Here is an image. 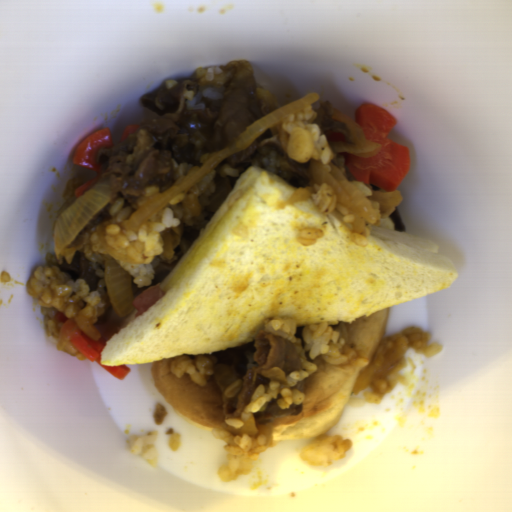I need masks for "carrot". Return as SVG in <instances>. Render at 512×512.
I'll use <instances>...</instances> for the list:
<instances>
[{
  "mask_svg": "<svg viewBox=\"0 0 512 512\" xmlns=\"http://www.w3.org/2000/svg\"><path fill=\"white\" fill-rule=\"evenodd\" d=\"M326 138L330 142H340V143H343V144L346 141V138H345L343 133H339V132L332 131V130L331 131H327Z\"/></svg>",
  "mask_w": 512,
  "mask_h": 512,
  "instance_id": "carrot-4",
  "label": "carrot"
},
{
  "mask_svg": "<svg viewBox=\"0 0 512 512\" xmlns=\"http://www.w3.org/2000/svg\"><path fill=\"white\" fill-rule=\"evenodd\" d=\"M70 341L83 355L84 359L89 360L93 363H98L107 372H109L112 376L116 377L117 379L123 380L127 375L130 374L131 370L129 366H111L104 365L102 363V350L104 349L107 343V341L104 338L99 337V340L95 341L92 338L80 333L71 338Z\"/></svg>",
  "mask_w": 512,
  "mask_h": 512,
  "instance_id": "carrot-3",
  "label": "carrot"
},
{
  "mask_svg": "<svg viewBox=\"0 0 512 512\" xmlns=\"http://www.w3.org/2000/svg\"><path fill=\"white\" fill-rule=\"evenodd\" d=\"M355 122L364 137L379 144L380 149L368 158L339 151L349 172L357 181L378 186L385 192L396 190L411 168L409 149L388 138L397 119L379 105L366 102L356 109Z\"/></svg>",
  "mask_w": 512,
  "mask_h": 512,
  "instance_id": "carrot-1",
  "label": "carrot"
},
{
  "mask_svg": "<svg viewBox=\"0 0 512 512\" xmlns=\"http://www.w3.org/2000/svg\"><path fill=\"white\" fill-rule=\"evenodd\" d=\"M54 321H56L57 323H61V324H66L68 320H70L68 318V316L66 314H64L63 312H58L55 314L54 316Z\"/></svg>",
  "mask_w": 512,
  "mask_h": 512,
  "instance_id": "carrot-6",
  "label": "carrot"
},
{
  "mask_svg": "<svg viewBox=\"0 0 512 512\" xmlns=\"http://www.w3.org/2000/svg\"><path fill=\"white\" fill-rule=\"evenodd\" d=\"M112 142V132L109 128H103L85 138L78 145L73 154L72 163L89 168L96 172V175L74 190L76 199L84 195L86 190L102 176V166L97 163L96 157L100 148H112Z\"/></svg>",
  "mask_w": 512,
  "mask_h": 512,
  "instance_id": "carrot-2",
  "label": "carrot"
},
{
  "mask_svg": "<svg viewBox=\"0 0 512 512\" xmlns=\"http://www.w3.org/2000/svg\"><path fill=\"white\" fill-rule=\"evenodd\" d=\"M140 127H141L140 124H133V125L125 126L120 143L123 142L124 140H126L129 136H131L135 132H137L140 129Z\"/></svg>",
  "mask_w": 512,
  "mask_h": 512,
  "instance_id": "carrot-5",
  "label": "carrot"
}]
</instances>
